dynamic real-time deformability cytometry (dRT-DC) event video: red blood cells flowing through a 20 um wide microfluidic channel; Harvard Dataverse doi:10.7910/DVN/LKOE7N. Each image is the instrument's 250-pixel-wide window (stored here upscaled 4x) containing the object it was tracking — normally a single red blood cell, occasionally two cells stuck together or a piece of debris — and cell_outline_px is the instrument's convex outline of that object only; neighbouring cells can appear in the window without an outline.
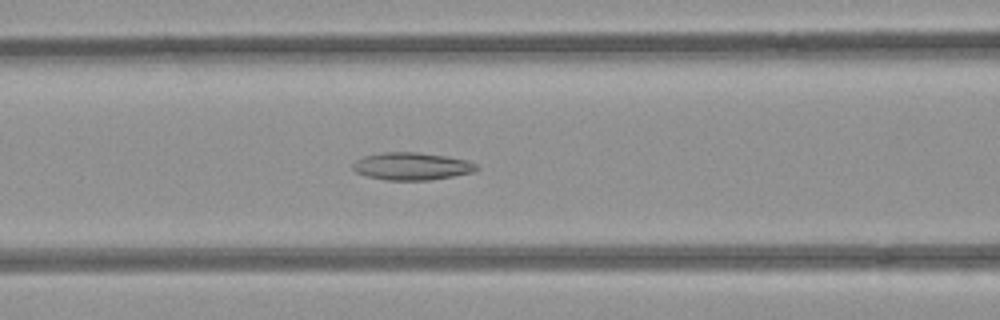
{"species": "common noctule bat (a hibernating species)", "species_latin": "Nyctalus noctula", "temperature_condition": "room temperature", "stored_images_in_passage": 18, "camera_frame_rate_fps": 3000, "um_per_image_px": 0.085, "animal": {"sex": "female", "body_mass_g": 21.9}, "frame": {"image": 1, "passage_image": 11, "time_ms": 3.333, "image_size_px": [1000, 320], "cell_outline_px": [[480, 168], [472, 172], [452, 176], [428, 180], [384, 180], [368, 176], [356, 172], [352, 168], [352, 164], [356, 160], [364, 156], [384, 152], [416, 152], [448, 156], [468, 160], [476, 164]], "centroid_in_image_um": [35.0, 14.12], "position_along_channel_um": 131.6, "area_um2": 19.83}}